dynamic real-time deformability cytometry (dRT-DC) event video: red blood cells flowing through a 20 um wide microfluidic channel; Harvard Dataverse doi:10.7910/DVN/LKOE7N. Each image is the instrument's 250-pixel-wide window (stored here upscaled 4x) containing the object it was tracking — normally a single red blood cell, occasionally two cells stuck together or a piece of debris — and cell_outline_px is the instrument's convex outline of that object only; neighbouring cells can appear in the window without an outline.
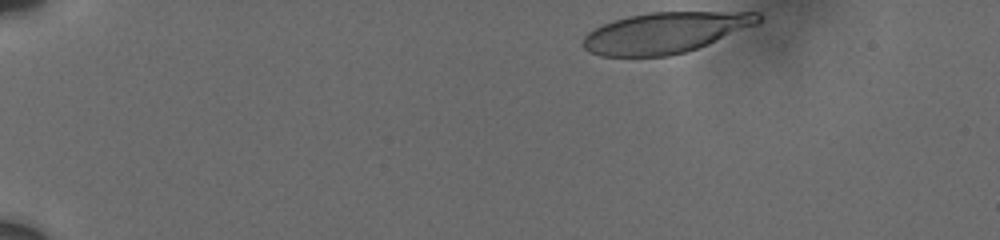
{"species": "human", "species_latin": "Homo sapiens", "temperature_condition": "cold", "stored_images_in_passage": 54, "camera_frame_rate_fps": 3000, "um_per_image_px": 0.085, "donor": {"sex": "male"}, "frame": {"image": 1, "passage_image": 1, "time_ms": 0.0, "image_size_px": [1000, 240], "cell_outline_px": [[760, 20], [756, 24], [708, 44], [684, 52], [668, 56], [600, 56], [584, 48], [584, 36], [588, 32], [612, 20], [628, 16], [652, 12], [756, 12], [760, 16]], "centroid_in_image_um": [56.52, 2.77], "position_along_channel_um": 28.5, "area_um2": 41.1}}
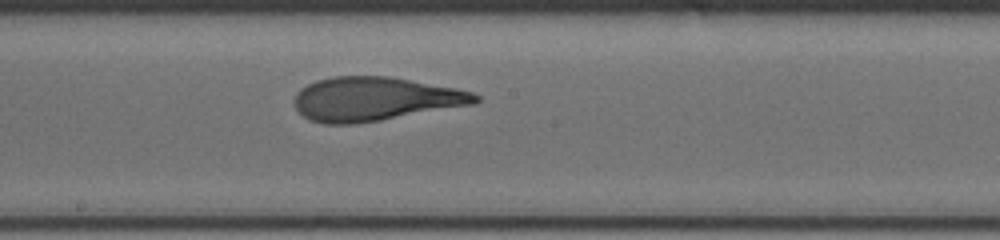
{"frame": {"image": 2, "passage_image": 30, "time_ms": 8.0, "image_size_px": [1000, 240], "cell_outline_px": [[480, 100], [472, 104], [380, 120], [356, 124], [324, 124], [308, 120], [296, 108], [296, 92], [300, 88], [316, 80], [332, 76], [388, 76], [456, 88], [472, 92], [480, 96]], "centroid_in_image_um": [31.83, 8.41], "position_along_channel_um": 216.4, "area_um2": 45.95}}
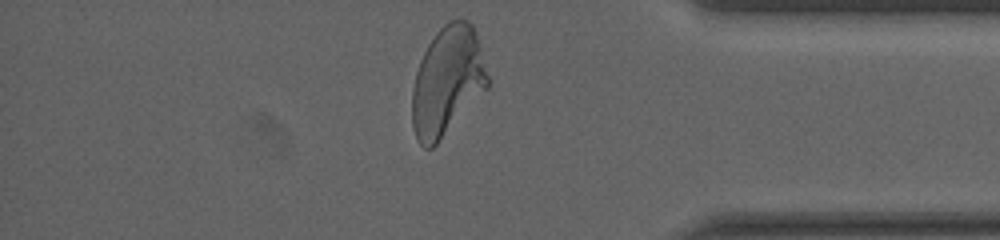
{"frame": {"image": 3, "passage_image": 53, "time_ms": 13.333, "image_size_px": [1000, 240], "cell_outline_px": [[488, 88], [436, 144], [432, 148], [424, 148], [420, 144], [416, 136], [412, 124], [412, 88], [416, 72], [420, 60], [428, 44], [436, 32], [444, 24], [452, 20], [468, 20], [472, 24], [480, 48], [488, 76]], "centroid_in_image_um": [38.0, 6.91], "position_along_channel_um": 397.2, "area_um2": 47.45}, "authors_computed_cell_mechanics": {"area_um2": 45.7487, "velocity_mm_per_s": 3.6916, "shape_relaxation_time_tau1_ms": 4.8125, "shape_relaxation_time_tau2_ms": 1.1043, "deformation_change_tau1": 0.2141, "deformation_change_tau2": 0.0912}}